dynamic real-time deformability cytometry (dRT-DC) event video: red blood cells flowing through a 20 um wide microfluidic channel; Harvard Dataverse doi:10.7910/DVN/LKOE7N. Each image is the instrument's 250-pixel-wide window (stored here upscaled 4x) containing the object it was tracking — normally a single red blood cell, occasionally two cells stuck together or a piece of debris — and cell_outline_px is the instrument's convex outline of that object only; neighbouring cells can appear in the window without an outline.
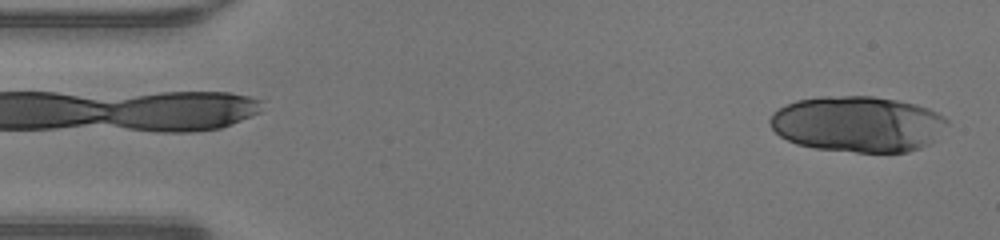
{"species": "human", "species_latin": "Homo sapiens", "temperature_condition": "warm", "stored_images_in_passage": 15, "camera_frame_rate_fps": 3000, "um_per_image_px": 0.085, "donor": {"sex": "male"}, "frame": {"image": 1, "passage_image": 1, "time_ms": 0.0, "image_size_px": [1000, 240], "cell_outline_px": [[948, 124], [928, 144], [920, 148], [908, 152], [856, 152], [816, 148], [796, 144], [780, 136], [772, 128], [768, 120], [772, 112], [796, 100], [820, 96], [872, 96], [896, 100], [916, 104], [928, 108], [944, 116], [948, 120]], "centroid_in_image_um": [72.89, 10.54], "position_along_channel_um": 12.1, "area_um2": 57.68}}